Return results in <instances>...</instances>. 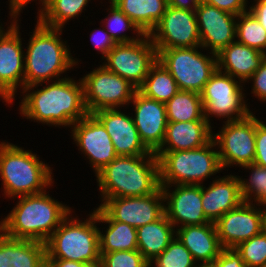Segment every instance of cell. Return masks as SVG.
Listing matches in <instances>:
<instances>
[{
  "label": "cell",
  "mask_w": 266,
  "mask_h": 267,
  "mask_svg": "<svg viewBox=\"0 0 266 267\" xmlns=\"http://www.w3.org/2000/svg\"><path fill=\"white\" fill-rule=\"evenodd\" d=\"M149 36L156 49L201 46L195 10L168 6Z\"/></svg>",
  "instance_id": "14"
},
{
  "label": "cell",
  "mask_w": 266,
  "mask_h": 267,
  "mask_svg": "<svg viewBox=\"0 0 266 267\" xmlns=\"http://www.w3.org/2000/svg\"><path fill=\"white\" fill-rule=\"evenodd\" d=\"M216 55L218 70L229 74L243 84L248 81L266 58L264 53L243 45L237 40Z\"/></svg>",
  "instance_id": "24"
},
{
  "label": "cell",
  "mask_w": 266,
  "mask_h": 267,
  "mask_svg": "<svg viewBox=\"0 0 266 267\" xmlns=\"http://www.w3.org/2000/svg\"><path fill=\"white\" fill-rule=\"evenodd\" d=\"M136 231L138 251L149 263L159 256L176 236V229L165 214Z\"/></svg>",
  "instance_id": "28"
},
{
  "label": "cell",
  "mask_w": 266,
  "mask_h": 267,
  "mask_svg": "<svg viewBox=\"0 0 266 267\" xmlns=\"http://www.w3.org/2000/svg\"><path fill=\"white\" fill-rule=\"evenodd\" d=\"M213 125L207 120L168 122L165 138L157 151H182L200 148L213 138Z\"/></svg>",
  "instance_id": "25"
},
{
  "label": "cell",
  "mask_w": 266,
  "mask_h": 267,
  "mask_svg": "<svg viewBox=\"0 0 266 267\" xmlns=\"http://www.w3.org/2000/svg\"><path fill=\"white\" fill-rule=\"evenodd\" d=\"M109 3H111L110 8L106 9L109 13L100 23L106 25L103 24L102 27L105 28L110 37L115 43H129L139 40L144 35L141 29L110 0ZM129 30H133L131 33L136 34V36L126 35Z\"/></svg>",
  "instance_id": "33"
},
{
  "label": "cell",
  "mask_w": 266,
  "mask_h": 267,
  "mask_svg": "<svg viewBox=\"0 0 266 267\" xmlns=\"http://www.w3.org/2000/svg\"><path fill=\"white\" fill-rule=\"evenodd\" d=\"M243 202L239 175L228 174L220 178L218 176L208 187L202 185V207L210 222L215 223L226 212L237 208Z\"/></svg>",
  "instance_id": "22"
},
{
  "label": "cell",
  "mask_w": 266,
  "mask_h": 267,
  "mask_svg": "<svg viewBox=\"0 0 266 267\" xmlns=\"http://www.w3.org/2000/svg\"><path fill=\"white\" fill-rule=\"evenodd\" d=\"M214 262L218 267H248L235 248H223Z\"/></svg>",
  "instance_id": "43"
},
{
  "label": "cell",
  "mask_w": 266,
  "mask_h": 267,
  "mask_svg": "<svg viewBox=\"0 0 266 267\" xmlns=\"http://www.w3.org/2000/svg\"><path fill=\"white\" fill-rule=\"evenodd\" d=\"M214 224L221 246L235 248L265 229V212L253 202H243Z\"/></svg>",
  "instance_id": "17"
},
{
  "label": "cell",
  "mask_w": 266,
  "mask_h": 267,
  "mask_svg": "<svg viewBox=\"0 0 266 267\" xmlns=\"http://www.w3.org/2000/svg\"><path fill=\"white\" fill-rule=\"evenodd\" d=\"M42 85L34 84L20 91L23 94L19 103L22 117L48 126L71 128L88 114L81 79L66 77Z\"/></svg>",
  "instance_id": "1"
},
{
  "label": "cell",
  "mask_w": 266,
  "mask_h": 267,
  "mask_svg": "<svg viewBox=\"0 0 266 267\" xmlns=\"http://www.w3.org/2000/svg\"><path fill=\"white\" fill-rule=\"evenodd\" d=\"M108 224L106 231L99 228V252L110 253L138 250L137 231L127 223L114 221L100 206L97 207V224Z\"/></svg>",
  "instance_id": "27"
},
{
  "label": "cell",
  "mask_w": 266,
  "mask_h": 267,
  "mask_svg": "<svg viewBox=\"0 0 266 267\" xmlns=\"http://www.w3.org/2000/svg\"><path fill=\"white\" fill-rule=\"evenodd\" d=\"M110 135L118 156L155 155L141 142L133 116L120 108L101 109L92 113Z\"/></svg>",
  "instance_id": "21"
},
{
  "label": "cell",
  "mask_w": 266,
  "mask_h": 267,
  "mask_svg": "<svg viewBox=\"0 0 266 267\" xmlns=\"http://www.w3.org/2000/svg\"><path fill=\"white\" fill-rule=\"evenodd\" d=\"M191 48L156 49L158 61L170 72L180 90L201 94L205 84L218 69L217 55L203 54Z\"/></svg>",
  "instance_id": "8"
},
{
  "label": "cell",
  "mask_w": 266,
  "mask_h": 267,
  "mask_svg": "<svg viewBox=\"0 0 266 267\" xmlns=\"http://www.w3.org/2000/svg\"><path fill=\"white\" fill-rule=\"evenodd\" d=\"M16 202L8 215L0 221V231L13 239H30L45 243L73 211L69 205L52 198L46 190L17 197Z\"/></svg>",
  "instance_id": "2"
},
{
  "label": "cell",
  "mask_w": 266,
  "mask_h": 267,
  "mask_svg": "<svg viewBox=\"0 0 266 267\" xmlns=\"http://www.w3.org/2000/svg\"><path fill=\"white\" fill-rule=\"evenodd\" d=\"M90 40L94 45V50L101 52V59L104 60L108 52L116 45L115 41L110 37L109 33L103 27L102 29H94L90 33Z\"/></svg>",
  "instance_id": "41"
},
{
  "label": "cell",
  "mask_w": 266,
  "mask_h": 267,
  "mask_svg": "<svg viewBox=\"0 0 266 267\" xmlns=\"http://www.w3.org/2000/svg\"><path fill=\"white\" fill-rule=\"evenodd\" d=\"M137 90L148 98L166 103L180 89L170 72L157 60Z\"/></svg>",
  "instance_id": "30"
},
{
  "label": "cell",
  "mask_w": 266,
  "mask_h": 267,
  "mask_svg": "<svg viewBox=\"0 0 266 267\" xmlns=\"http://www.w3.org/2000/svg\"><path fill=\"white\" fill-rule=\"evenodd\" d=\"M213 138L204 146L182 151H156L160 185H203V181L222 172Z\"/></svg>",
  "instance_id": "6"
},
{
  "label": "cell",
  "mask_w": 266,
  "mask_h": 267,
  "mask_svg": "<svg viewBox=\"0 0 266 267\" xmlns=\"http://www.w3.org/2000/svg\"><path fill=\"white\" fill-rule=\"evenodd\" d=\"M95 176L101 201L105 198L148 196L161 188L156 155L117 156Z\"/></svg>",
  "instance_id": "4"
},
{
  "label": "cell",
  "mask_w": 266,
  "mask_h": 267,
  "mask_svg": "<svg viewBox=\"0 0 266 267\" xmlns=\"http://www.w3.org/2000/svg\"><path fill=\"white\" fill-rule=\"evenodd\" d=\"M91 0H50L43 14L37 19L50 28L63 29L69 20L76 19L86 10Z\"/></svg>",
  "instance_id": "32"
},
{
  "label": "cell",
  "mask_w": 266,
  "mask_h": 267,
  "mask_svg": "<svg viewBox=\"0 0 266 267\" xmlns=\"http://www.w3.org/2000/svg\"><path fill=\"white\" fill-rule=\"evenodd\" d=\"M252 81L251 93L255 96L260 102H266V58L261 63L260 67L253 73V75L248 79Z\"/></svg>",
  "instance_id": "40"
},
{
  "label": "cell",
  "mask_w": 266,
  "mask_h": 267,
  "mask_svg": "<svg viewBox=\"0 0 266 267\" xmlns=\"http://www.w3.org/2000/svg\"><path fill=\"white\" fill-rule=\"evenodd\" d=\"M195 267H218V266L215 262H211V263L196 264Z\"/></svg>",
  "instance_id": "49"
},
{
  "label": "cell",
  "mask_w": 266,
  "mask_h": 267,
  "mask_svg": "<svg viewBox=\"0 0 266 267\" xmlns=\"http://www.w3.org/2000/svg\"><path fill=\"white\" fill-rule=\"evenodd\" d=\"M70 129L72 139L79 147L78 150L89 160L95 175L118 156L110 135L93 114L88 113Z\"/></svg>",
  "instance_id": "15"
},
{
  "label": "cell",
  "mask_w": 266,
  "mask_h": 267,
  "mask_svg": "<svg viewBox=\"0 0 266 267\" xmlns=\"http://www.w3.org/2000/svg\"><path fill=\"white\" fill-rule=\"evenodd\" d=\"M250 170L249 179H243L239 176L241 194L244 202H254L266 188V168L256 165L255 163L243 166Z\"/></svg>",
  "instance_id": "37"
},
{
  "label": "cell",
  "mask_w": 266,
  "mask_h": 267,
  "mask_svg": "<svg viewBox=\"0 0 266 267\" xmlns=\"http://www.w3.org/2000/svg\"><path fill=\"white\" fill-rule=\"evenodd\" d=\"M103 267H149V262L138 250L100 253Z\"/></svg>",
  "instance_id": "38"
},
{
  "label": "cell",
  "mask_w": 266,
  "mask_h": 267,
  "mask_svg": "<svg viewBox=\"0 0 266 267\" xmlns=\"http://www.w3.org/2000/svg\"><path fill=\"white\" fill-rule=\"evenodd\" d=\"M235 249L248 267L266 266V229L251 239L241 242Z\"/></svg>",
  "instance_id": "36"
},
{
  "label": "cell",
  "mask_w": 266,
  "mask_h": 267,
  "mask_svg": "<svg viewBox=\"0 0 266 267\" xmlns=\"http://www.w3.org/2000/svg\"><path fill=\"white\" fill-rule=\"evenodd\" d=\"M149 264V267H195L197 263L190 251L175 236L167 248Z\"/></svg>",
  "instance_id": "35"
},
{
  "label": "cell",
  "mask_w": 266,
  "mask_h": 267,
  "mask_svg": "<svg viewBox=\"0 0 266 267\" xmlns=\"http://www.w3.org/2000/svg\"><path fill=\"white\" fill-rule=\"evenodd\" d=\"M248 10L266 30V0H254L252 6H248Z\"/></svg>",
  "instance_id": "45"
},
{
  "label": "cell",
  "mask_w": 266,
  "mask_h": 267,
  "mask_svg": "<svg viewBox=\"0 0 266 267\" xmlns=\"http://www.w3.org/2000/svg\"><path fill=\"white\" fill-rule=\"evenodd\" d=\"M168 6L179 9L195 10L202 0H167Z\"/></svg>",
  "instance_id": "46"
},
{
  "label": "cell",
  "mask_w": 266,
  "mask_h": 267,
  "mask_svg": "<svg viewBox=\"0 0 266 267\" xmlns=\"http://www.w3.org/2000/svg\"><path fill=\"white\" fill-rule=\"evenodd\" d=\"M254 163L266 168V123L258 119L257 116Z\"/></svg>",
  "instance_id": "39"
},
{
  "label": "cell",
  "mask_w": 266,
  "mask_h": 267,
  "mask_svg": "<svg viewBox=\"0 0 266 267\" xmlns=\"http://www.w3.org/2000/svg\"><path fill=\"white\" fill-rule=\"evenodd\" d=\"M52 171L33 151L0 142V177L5 197L14 199L44 192L54 184Z\"/></svg>",
  "instance_id": "5"
},
{
  "label": "cell",
  "mask_w": 266,
  "mask_h": 267,
  "mask_svg": "<svg viewBox=\"0 0 266 267\" xmlns=\"http://www.w3.org/2000/svg\"><path fill=\"white\" fill-rule=\"evenodd\" d=\"M125 13L144 34L156 27L168 7L167 0H110Z\"/></svg>",
  "instance_id": "29"
},
{
  "label": "cell",
  "mask_w": 266,
  "mask_h": 267,
  "mask_svg": "<svg viewBox=\"0 0 266 267\" xmlns=\"http://www.w3.org/2000/svg\"><path fill=\"white\" fill-rule=\"evenodd\" d=\"M80 79L89 114L101 109L128 107L137 91L129 81L109 71L102 64Z\"/></svg>",
  "instance_id": "10"
},
{
  "label": "cell",
  "mask_w": 266,
  "mask_h": 267,
  "mask_svg": "<svg viewBox=\"0 0 266 267\" xmlns=\"http://www.w3.org/2000/svg\"><path fill=\"white\" fill-rule=\"evenodd\" d=\"M223 122L219 132L213 133L222 169L254 163L256 116L253 112L245 118Z\"/></svg>",
  "instance_id": "12"
},
{
  "label": "cell",
  "mask_w": 266,
  "mask_h": 267,
  "mask_svg": "<svg viewBox=\"0 0 266 267\" xmlns=\"http://www.w3.org/2000/svg\"><path fill=\"white\" fill-rule=\"evenodd\" d=\"M1 23V22H0ZM3 25H2V23L0 24V31L3 29V28H5V27H2Z\"/></svg>",
  "instance_id": "51"
},
{
  "label": "cell",
  "mask_w": 266,
  "mask_h": 267,
  "mask_svg": "<svg viewBox=\"0 0 266 267\" xmlns=\"http://www.w3.org/2000/svg\"><path fill=\"white\" fill-rule=\"evenodd\" d=\"M161 190L165 215L175 229L210 223L202 207V185H169Z\"/></svg>",
  "instance_id": "18"
},
{
  "label": "cell",
  "mask_w": 266,
  "mask_h": 267,
  "mask_svg": "<svg viewBox=\"0 0 266 267\" xmlns=\"http://www.w3.org/2000/svg\"><path fill=\"white\" fill-rule=\"evenodd\" d=\"M176 237L190 251L197 264L214 262L223 249L213 222L178 227Z\"/></svg>",
  "instance_id": "23"
},
{
  "label": "cell",
  "mask_w": 266,
  "mask_h": 267,
  "mask_svg": "<svg viewBox=\"0 0 266 267\" xmlns=\"http://www.w3.org/2000/svg\"><path fill=\"white\" fill-rule=\"evenodd\" d=\"M17 21L0 31V98L11 104L19 88H24V59L22 38Z\"/></svg>",
  "instance_id": "13"
},
{
  "label": "cell",
  "mask_w": 266,
  "mask_h": 267,
  "mask_svg": "<svg viewBox=\"0 0 266 267\" xmlns=\"http://www.w3.org/2000/svg\"><path fill=\"white\" fill-rule=\"evenodd\" d=\"M9 1V16H10V20L11 21H17V19H19V15L20 13L23 11V9L25 8V6L27 7L28 4H30L29 2H31L32 0H8ZM35 1V0H33ZM37 1V0H36ZM39 5H40V9L38 8V12H37V19L43 14V12L45 11V9L47 8L50 0H38Z\"/></svg>",
  "instance_id": "44"
},
{
  "label": "cell",
  "mask_w": 266,
  "mask_h": 267,
  "mask_svg": "<svg viewBox=\"0 0 266 267\" xmlns=\"http://www.w3.org/2000/svg\"><path fill=\"white\" fill-rule=\"evenodd\" d=\"M168 122H189L206 120L201 94L179 90L165 103Z\"/></svg>",
  "instance_id": "31"
},
{
  "label": "cell",
  "mask_w": 266,
  "mask_h": 267,
  "mask_svg": "<svg viewBox=\"0 0 266 267\" xmlns=\"http://www.w3.org/2000/svg\"><path fill=\"white\" fill-rule=\"evenodd\" d=\"M100 207L114 220L136 229L160 219L164 214L161 188L148 196L105 198Z\"/></svg>",
  "instance_id": "16"
},
{
  "label": "cell",
  "mask_w": 266,
  "mask_h": 267,
  "mask_svg": "<svg viewBox=\"0 0 266 267\" xmlns=\"http://www.w3.org/2000/svg\"><path fill=\"white\" fill-rule=\"evenodd\" d=\"M0 267H47L45 243L13 239L0 231Z\"/></svg>",
  "instance_id": "26"
},
{
  "label": "cell",
  "mask_w": 266,
  "mask_h": 267,
  "mask_svg": "<svg viewBox=\"0 0 266 267\" xmlns=\"http://www.w3.org/2000/svg\"><path fill=\"white\" fill-rule=\"evenodd\" d=\"M73 212L61 222L45 242L46 259H63L93 264L100 261L97 208L79 220Z\"/></svg>",
  "instance_id": "7"
},
{
  "label": "cell",
  "mask_w": 266,
  "mask_h": 267,
  "mask_svg": "<svg viewBox=\"0 0 266 267\" xmlns=\"http://www.w3.org/2000/svg\"><path fill=\"white\" fill-rule=\"evenodd\" d=\"M243 83L218 69L201 93L204 117L226 118L227 122L245 118L252 111L245 100ZM247 103V104H246Z\"/></svg>",
  "instance_id": "9"
},
{
  "label": "cell",
  "mask_w": 266,
  "mask_h": 267,
  "mask_svg": "<svg viewBox=\"0 0 266 267\" xmlns=\"http://www.w3.org/2000/svg\"><path fill=\"white\" fill-rule=\"evenodd\" d=\"M195 15L203 50L218 54L236 40V15L203 1L195 9Z\"/></svg>",
  "instance_id": "19"
},
{
  "label": "cell",
  "mask_w": 266,
  "mask_h": 267,
  "mask_svg": "<svg viewBox=\"0 0 266 267\" xmlns=\"http://www.w3.org/2000/svg\"><path fill=\"white\" fill-rule=\"evenodd\" d=\"M204 3L215 6L220 10L238 16L248 11V0H202Z\"/></svg>",
  "instance_id": "42"
},
{
  "label": "cell",
  "mask_w": 266,
  "mask_h": 267,
  "mask_svg": "<svg viewBox=\"0 0 266 267\" xmlns=\"http://www.w3.org/2000/svg\"><path fill=\"white\" fill-rule=\"evenodd\" d=\"M236 39L266 55V30L249 10L237 16Z\"/></svg>",
  "instance_id": "34"
},
{
  "label": "cell",
  "mask_w": 266,
  "mask_h": 267,
  "mask_svg": "<svg viewBox=\"0 0 266 267\" xmlns=\"http://www.w3.org/2000/svg\"><path fill=\"white\" fill-rule=\"evenodd\" d=\"M265 229H266V211H265Z\"/></svg>",
  "instance_id": "52"
},
{
  "label": "cell",
  "mask_w": 266,
  "mask_h": 267,
  "mask_svg": "<svg viewBox=\"0 0 266 267\" xmlns=\"http://www.w3.org/2000/svg\"><path fill=\"white\" fill-rule=\"evenodd\" d=\"M85 267H103L101 261L93 263V264H87Z\"/></svg>",
  "instance_id": "50"
},
{
  "label": "cell",
  "mask_w": 266,
  "mask_h": 267,
  "mask_svg": "<svg viewBox=\"0 0 266 267\" xmlns=\"http://www.w3.org/2000/svg\"><path fill=\"white\" fill-rule=\"evenodd\" d=\"M36 23L25 47L24 87L64 79L66 75L61 78V74L79 64L67 40L61 39L62 29L44 26L38 20Z\"/></svg>",
  "instance_id": "3"
},
{
  "label": "cell",
  "mask_w": 266,
  "mask_h": 267,
  "mask_svg": "<svg viewBox=\"0 0 266 267\" xmlns=\"http://www.w3.org/2000/svg\"><path fill=\"white\" fill-rule=\"evenodd\" d=\"M103 66L129 81L137 89L158 60L156 47L149 34L129 43H116L104 58Z\"/></svg>",
  "instance_id": "11"
},
{
  "label": "cell",
  "mask_w": 266,
  "mask_h": 267,
  "mask_svg": "<svg viewBox=\"0 0 266 267\" xmlns=\"http://www.w3.org/2000/svg\"><path fill=\"white\" fill-rule=\"evenodd\" d=\"M134 106V123L138 130L141 142L150 151L155 153L162 145L166 128L167 113L165 103L148 98L138 90L132 101Z\"/></svg>",
  "instance_id": "20"
},
{
  "label": "cell",
  "mask_w": 266,
  "mask_h": 267,
  "mask_svg": "<svg viewBox=\"0 0 266 267\" xmlns=\"http://www.w3.org/2000/svg\"><path fill=\"white\" fill-rule=\"evenodd\" d=\"M254 204L261 206L260 208L265 212L266 211V188L263 193L254 201Z\"/></svg>",
  "instance_id": "48"
},
{
  "label": "cell",
  "mask_w": 266,
  "mask_h": 267,
  "mask_svg": "<svg viewBox=\"0 0 266 267\" xmlns=\"http://www.w3.org/2000/svg\"><path fill=\"white\" fill-rule=\"evenodd\" d=\"M47 267H85L87 264L72 260L46 259Z\"/></svg>",
  "instance_id": "47"
}]
</instances>
